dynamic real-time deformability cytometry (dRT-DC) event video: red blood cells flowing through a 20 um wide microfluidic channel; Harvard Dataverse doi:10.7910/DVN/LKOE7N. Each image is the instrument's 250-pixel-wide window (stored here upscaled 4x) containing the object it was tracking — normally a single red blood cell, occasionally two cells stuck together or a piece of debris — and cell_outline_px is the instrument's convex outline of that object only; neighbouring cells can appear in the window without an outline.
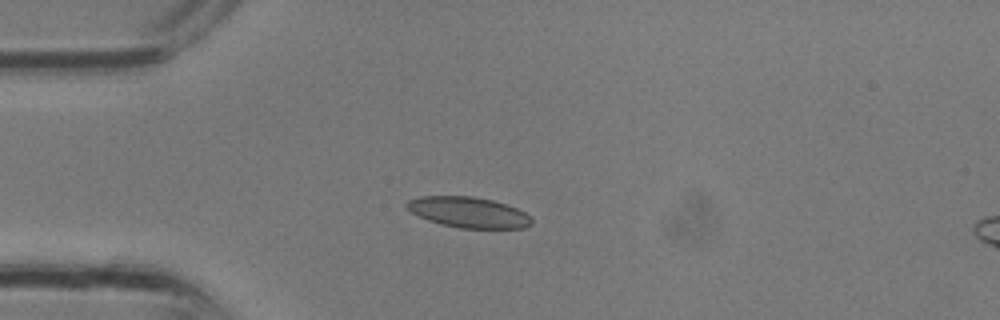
{"species": "common noctule bat (a hibernating species)", "species_latin": "Nyctalus noctula", "temperature_condition": "room temperature", "stored_images_in_passage": 2, "camera_frame_rate_fps": 3000, "um_per_image_px": 0.085, "animal": {"sex": "male", "body_mass_g": 13.3}, "frame": {"image": 1, "passage_image": 1, "time_ms": 0.0, "image_size_px": [1000, 320], "cell_outline_px": [[532, 224], [524, 228], [460, 228], [428, 220], [412, 212], [404, 204], [408, 200], [420, 196], [472, 196], [492, 200], [508, 204], [532, 216]], "centroid_in_image_um": [39.86, 18.04], "position_along_channel_um": 45.1, "area_um2": 22.25}}